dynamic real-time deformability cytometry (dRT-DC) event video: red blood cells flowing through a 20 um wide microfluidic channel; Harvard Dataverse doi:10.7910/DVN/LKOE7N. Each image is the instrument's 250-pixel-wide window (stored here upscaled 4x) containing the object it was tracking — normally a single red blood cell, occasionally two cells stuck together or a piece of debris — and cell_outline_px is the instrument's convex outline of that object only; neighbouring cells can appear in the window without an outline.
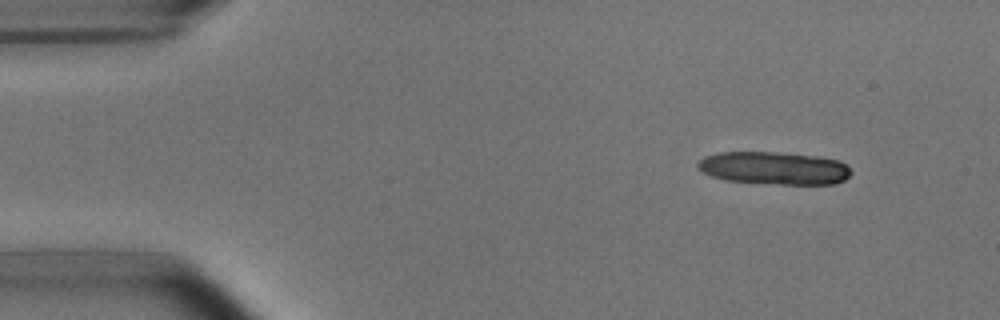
{"species": "common noctule bat (a hibernating species)", "species_latin": "Nyctalus noctula", "temperature_condition": "room temperature", "stored_images_in_passage": 4, "segment_of_instrument_passage": [1, 2], "camera_frame_rate_fps": 3000, "um_per_image_px": 0.085, "animal": {"sex": "male", "body_mass_g": 15.6}, "frame": {"image": 1, "passage_image": 1, "time_ms": 0.0, "image_size_px": [1000, 320], "cell_outline_px": [[852, 172], [844, 180], [836, 184], [780, 184], [724, 180], [712, 176], [696, 168], [696, 164], [704, 156], [716, 152], [776, 152], [820, 156], [840, 160]], "centroid_in_image_um": [65.79, 14.28], "position_along_channel_um": 19.2, "area_um2": 29.42}}